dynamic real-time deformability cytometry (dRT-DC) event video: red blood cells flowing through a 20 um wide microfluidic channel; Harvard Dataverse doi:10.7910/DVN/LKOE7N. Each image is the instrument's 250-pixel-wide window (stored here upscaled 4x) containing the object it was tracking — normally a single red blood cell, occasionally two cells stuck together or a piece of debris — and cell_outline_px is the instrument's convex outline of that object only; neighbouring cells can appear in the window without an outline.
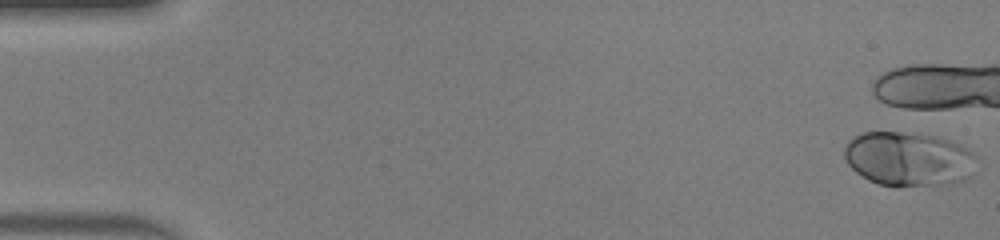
{"species": "human", "species_latin": "Homo sapiens", "temperature_condition": "warm", "stored_images_in_passage": 6, "camera_frame_rate_fps": 3000, "um_per_image_px": 0.085, "donor": {"sex": "male"}, "frame": {"image": 1, "passage_image": 1, "time_ms": 0.0, "image_size_px": [1000, 240], "cell_outline_px": [[976, 172], [968, 180], [948, 184], [900, 188], [896, 188], [880, 184], [868, 180], [856, 172], [848, 164], [844, 156], [844, 148], [848, 140], [852, 136], [864, 132], [900, 132], [936, 136], [948, 140], [968, 148], [976, 156]], "centroid_in_image_um": [77.26, 13.55], "position_along_channel_um": 7.7, "area_um2": 42.77}}